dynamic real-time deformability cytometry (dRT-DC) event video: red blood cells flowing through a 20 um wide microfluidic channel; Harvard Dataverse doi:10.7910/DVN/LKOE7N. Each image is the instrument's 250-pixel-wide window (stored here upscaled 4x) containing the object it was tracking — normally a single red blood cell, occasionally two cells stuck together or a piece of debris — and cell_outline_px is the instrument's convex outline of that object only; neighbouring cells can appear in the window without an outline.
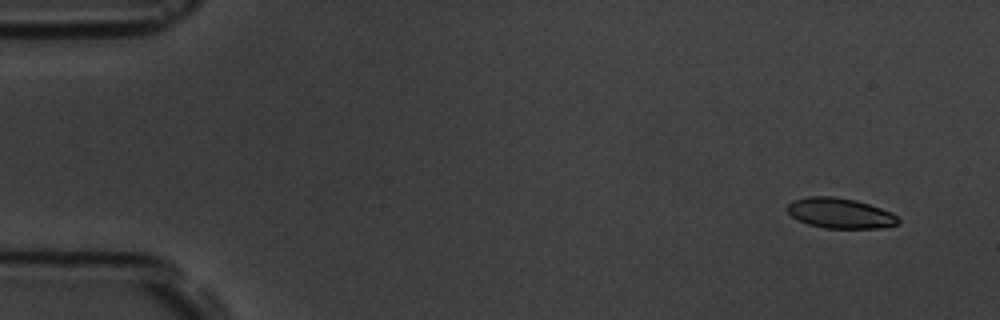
{"species": "common noctule bat (a hibernating species)", "species_latin": "Nyctalus noctula", "temperature_condition": "room temperature", "stored_images_in_passage": 9, "camera_frame_rate_fps": 3000, "um_per_image_px": 0.085, "animal": {"sex": "male", "body_mass_g": 19.5, "forearm_length_mm": 54.6}, "frame": {"image": 1, "passage_image": 1, "time_ms": 0.0, "image_size_px": [1000, 320], "cell_outline_px": [[900, 220], [896, 224], [880, 228], [824, 228], [808, 224], [796, 220], [788, 212], [788, 204], [792, 200], [812, 196], [832, 196], [856, 200], [892, 212]], "centroid_in_image_um": [71.39, 18.12], "position_along_channel_um": 13.6, "area_um2": 19.48}}
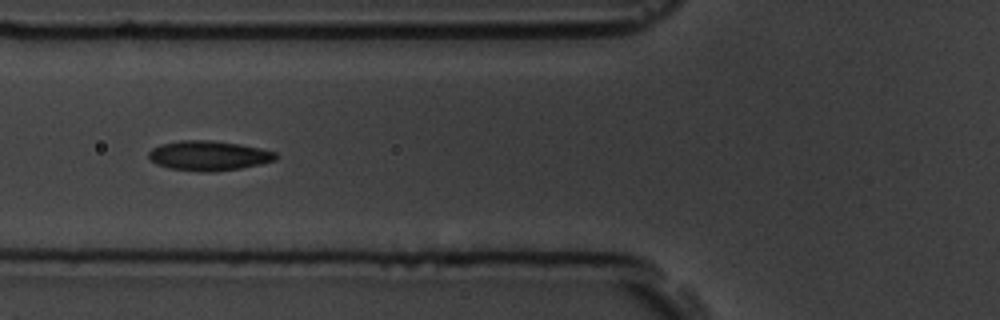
{"frame": {"image": 2, "passage_image": 6, "time_ms": 5.667, "image_size_px": [1000, 320], "cell_outline_px": [[280, 156], [276, 160], [260, 164], [240, 168], [208, 172], [204, 172], [168, 168], [156, 164], [148, 160], [148, 152], [152, 148], [160, 144], [180, 140], [212, 140], [240, 144], [260, 148], [276, 152]], "centroid_in_image_um": [17.72, 13.22], "position_along_channel_um": 108.1, "area_um2": 22.25}}
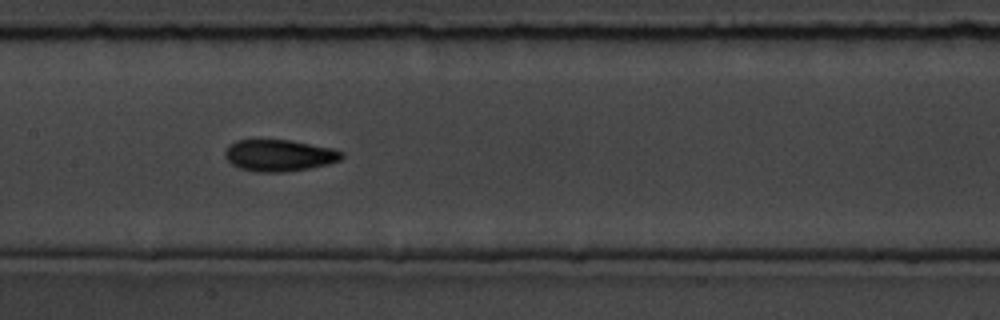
{"frame": {"image": 3, "passage_image": 8, "time_ms": 7.667, "image_size_px": [1000, 320], "cell_outline_px": [[344, 156], [340, 160], [328, 164], [308, 168], [284, 172], [256, 172], [240, 168], [232, 164], [224, 156], [224, 152], [228, 144], [236, 140], [292, 140], [332, 148], [344, 152]], "centroid_in_image_um": [23.72, 13.2], "position_along_channel_um": 183.7, "area_um2": 21.62}}